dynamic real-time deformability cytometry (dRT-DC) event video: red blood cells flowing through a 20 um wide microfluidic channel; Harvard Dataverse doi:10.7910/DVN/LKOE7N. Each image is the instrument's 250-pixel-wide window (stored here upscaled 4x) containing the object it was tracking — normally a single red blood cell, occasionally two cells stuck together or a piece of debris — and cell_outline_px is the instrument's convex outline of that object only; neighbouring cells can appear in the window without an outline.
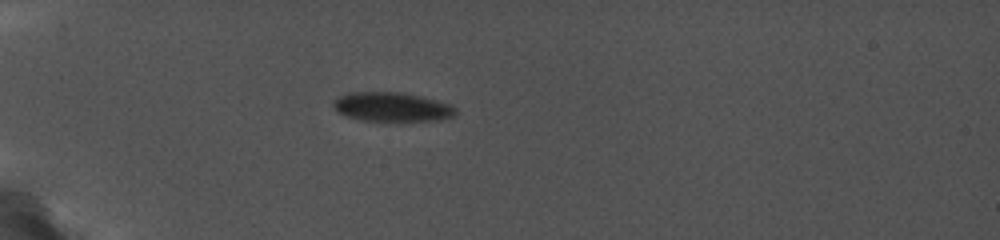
{"species": "common noctule bat (a hibernating species)", "species_latin": "Nyctalus noctula", "temperature_condition": "cold", "stored_images_in_passage": 29, "camera_frame_rate_fps": 5000, "um_per_image_px": 0.085, "animal": {"sex": "female", "body_mass_g": 19.0, "forearm_length_mm": 56.7}, "frame": {"image": 1, "passage_image": 1, "time_ms": 0.0, "image_size_px": [1000, 240], "cell_outline_px": [[456, 112], [452, 116], [428, 120], [360, 120], [348, 116], [340, 112], [332, 104], [340, 96], [352, 92], [400, 92], [432, 100], [456, 108]], "centroid_in_image_um": [33.24, 9.08], "position_along_channel_um": 51.8, "area_um2": 19.71}}
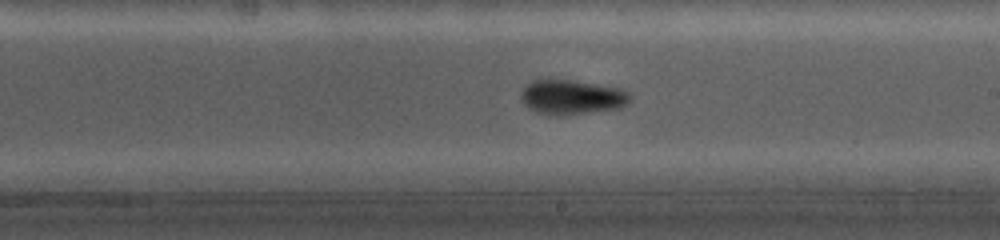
{"frame": {"image": 2, "passage_image": 15, "time_ms": 5.8, "image_size_px": [1000, 240], "cell_outline_px": [[628, 100], [620, 108], [560, 116], [552, 116], [536, 112], [528, 108], [524, 104], [520, 96], [524, 88], [528, 84], [536, 80], [568, 80], [616, 88], [628, 92]], "centroid_in_image_um": [48.53, 8.29], "position_along_channel_um": 240.5, "area_um2": 21.44}}
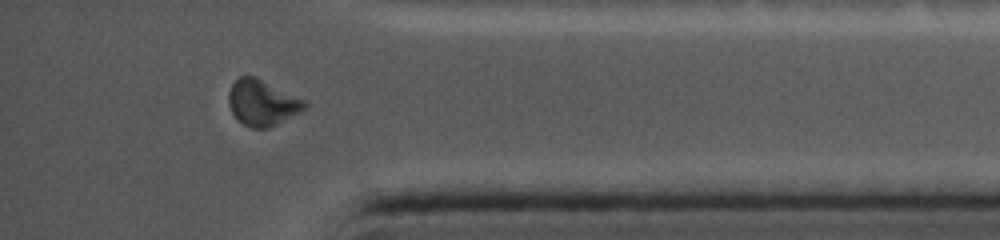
{"frame": {"image": 3, "passage_image": 27, "time_ms": 10.4, "image_size_px": [1000, 240], "cell_outline_px": [[308, 104], [304, 108], [276, 124], [268, 128], [252, 128], [236, 120], [228, 104], [228, 92], [232, 84], [240, 76], [252, 76], [304, 100]], "centroid_in_image_um": [22.21, 8.75], "position_along_channel_um": 413.0, "area_um2": 19.65}}